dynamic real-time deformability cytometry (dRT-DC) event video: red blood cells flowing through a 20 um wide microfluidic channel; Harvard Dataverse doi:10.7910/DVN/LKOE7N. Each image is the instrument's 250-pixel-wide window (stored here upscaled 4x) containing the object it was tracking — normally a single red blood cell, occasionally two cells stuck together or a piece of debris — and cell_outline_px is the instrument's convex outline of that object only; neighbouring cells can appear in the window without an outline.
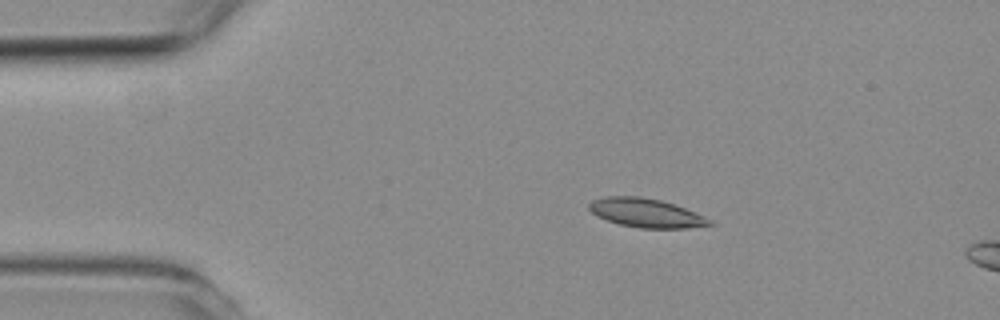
{"species": "common noctule bat (a hibernating species)", "species_latin": "Nyctalus noctula", "temperature_condition": "room temperature", "stored_images_in_passage": 5, "camera_frame_rate_fps": 3000, "um_per_image_px": 0.085, "animal": {"sex": "female", "body_mass_g": 19.3, "forearm_length_mm": 54.1}, "frame": {"image": 1, "passage_image": 3, "time_ms": 2.333, "image_size_px": [1000, 320], "cell_outline_px": [[716, 224], [688, 228], [640, 228], [620, 224], [596, 216], [588, 208], [588, 204], [592, 200], [604, 196], [640, 196], [660, 200], [684, 208], [704, 216], [712, 220]], "centroid_in_image_um": [54.9, 18.1], "position_along_channel_um": 30.1, "area_um2": 20.23}}